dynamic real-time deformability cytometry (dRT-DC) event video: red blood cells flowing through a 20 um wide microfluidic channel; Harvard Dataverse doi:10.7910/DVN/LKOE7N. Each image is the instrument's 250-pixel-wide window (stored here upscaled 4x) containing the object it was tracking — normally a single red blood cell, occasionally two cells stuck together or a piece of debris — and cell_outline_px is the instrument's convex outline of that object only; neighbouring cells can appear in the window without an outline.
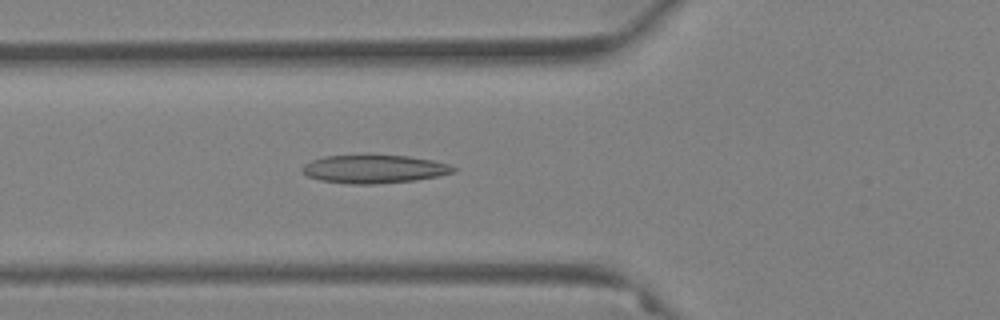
{"species": "Egyptian fruit bat (a non-hibernating species)", "species_latin": "Rousettus aegyptiacus", "temperature_condition": "warm", "stored_images_in_passage": 56, "camera_frame_rate_fps": 3000, "um_per_image_px": 0.085, "animal": {"sex": "female"}, "frame": {"image": 1, "passage_image": 21, "time_ms": 6.667, "image_size_px": [1000, 320], "cell_outline_px": [[456, 172], [440, 176], [416, 180], [376, 184], [352, 184], [320, 180], [308, 176], [300, 168], [304, 164], [312, 160], [324, 156], [408, 156], [432, 160], [448, 164], [456, 168]], "centroid_in_image_um": [31.83, 14.38], "position_along_channel_um": 94.0, "area_um2": 24.68}}
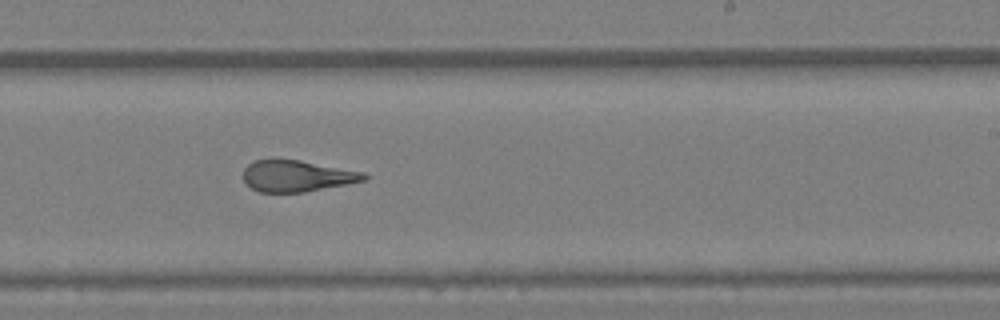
{"frame": {"image": 2, "passage_image": 35, "time_ms": 11.333, "image_size_px": [1000, 320], "cell_outline_px": [[368, 180], [304, 192], [260, 192], [252, 188], [244, 180], [244, 168], [248, 164], [256, 160], [272, 156], [276, 156], [300, 160], [364, 172], [368, 176]], "centroid_in_image_um": [25.22, 14.92], "position_along_channel_um": 263.8, "area_um2": 22.54}}
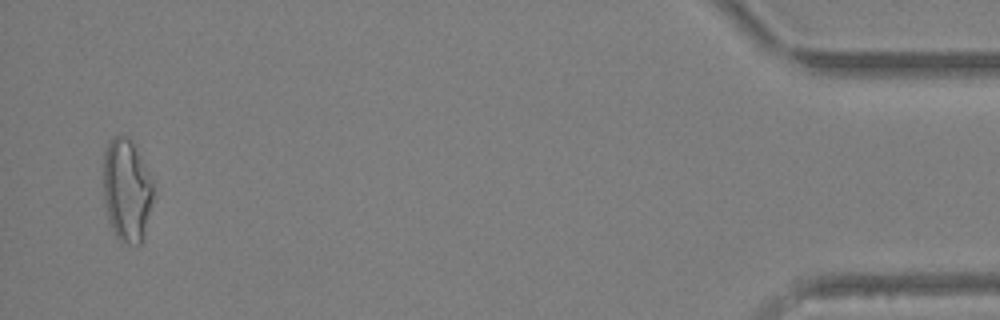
{"frame": {"image": 3, "passage_image": 55, "time_ms": 18.0, "image_size_px": [1000, 320], "cell_outline_px": [[152, 200], [144, 232], [140, 244], [128, 244], [120, 240], [116, 236], [108, 220], [104, 204], [104, 152], [108, 144], [116, 136], [128, 136], [140, 156], [152, 180]], "centroid_in_image_um": [10.75, 16.18], "position_along_channel_um": 424.5, "area_um2": 29.3}, "authors_computed_cell_mechanics": {"area_um2": 24.6517, "velocity_mm_per_s": 3.647, "shape_relaxation_time_tau1_ms": null, "shape_relaxation_time_tau2_ms": 1.6854, "deformation_change_tau1": null, "deformation_change_tau2": 0.1155}}